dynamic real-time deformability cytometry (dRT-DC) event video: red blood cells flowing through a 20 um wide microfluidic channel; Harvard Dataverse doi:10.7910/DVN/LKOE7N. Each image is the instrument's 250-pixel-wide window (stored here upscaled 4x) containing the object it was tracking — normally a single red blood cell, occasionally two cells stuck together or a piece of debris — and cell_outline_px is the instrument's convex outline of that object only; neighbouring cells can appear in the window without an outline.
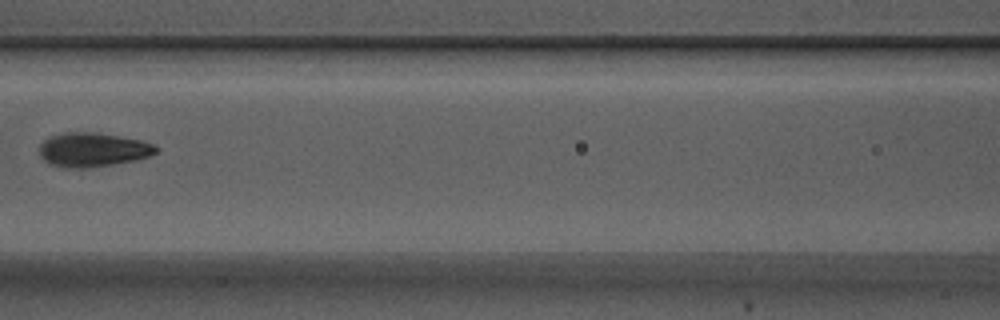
{"species": "Egyptian fruit bat (a non-hibernating species)", "species_latin": "Rousettus aegyptiacus", "temperature_condition": "warm", "stored_images_in_passage": 4, "camera_frame_rate_fps": 3000, "um_per_image_px": 0.085, "animal": {"sex": "male"}, "frame": {"image": 1, "passage_image": 3, "time_ms": 0.667, "image_size_px": [1000, 320], "cell_outline_px": [[160, 148], [156, 152], [148, 156], [136, 160], [88, 168], [64, 168], [48, 164], [40, 156], [40, 144], [44, 140], [52, 136], [64, 132], [92, 132], [140, 140], [152, 144]], "centroid_in_image_um": [7.85, 12.74], "position_along_channel_um": 158.7, "area_um2": 23.06}}
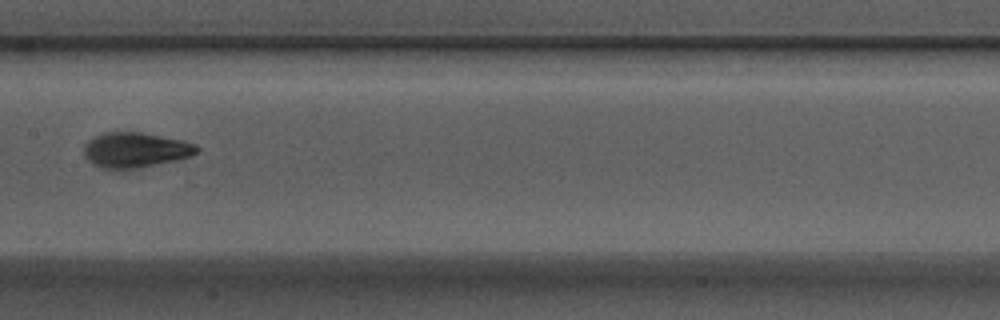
{"frame": {"image": 2, "passage_image": 4, "time_ms": 1.0, "image_size_px": [1000, 320], "cell_outline_px": [[200, 148], [192, 156], [176, 160], [120, 172], [100, 168], [92, 164], [84, 156], [84, 144], [88, 140], [104, 132], [140, 132], [184, 140], [196, 144]], "centroid_in_image_um": [11.48, 12.78], "position_along_channel_um": 195.9, "area_um2": 23.7}}